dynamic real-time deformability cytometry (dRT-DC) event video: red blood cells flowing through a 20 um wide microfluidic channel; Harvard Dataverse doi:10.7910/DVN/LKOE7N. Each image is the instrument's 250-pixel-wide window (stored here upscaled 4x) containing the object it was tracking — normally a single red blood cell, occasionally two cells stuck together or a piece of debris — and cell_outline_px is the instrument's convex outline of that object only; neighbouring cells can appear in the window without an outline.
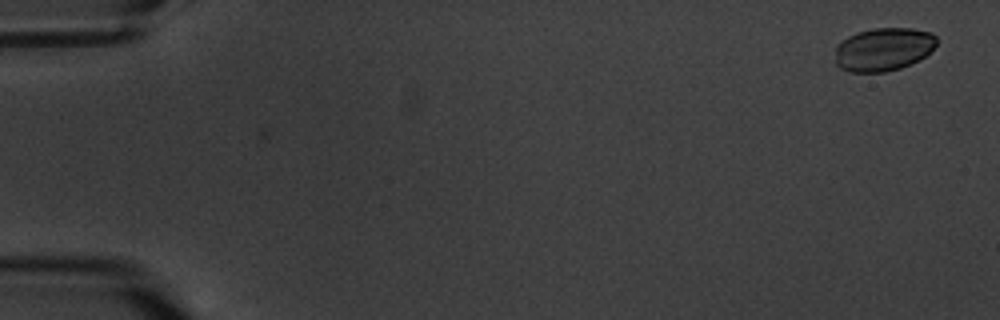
{"species": "common noctule bat (a hibernating species)", "species_latin": "Nyctalus noctula", "temperature_condition": "warm", "stored_images_in_passage": 5, "camera_frame_rate_fps": 3000, "um_per_image_px": 0.085, "animal": {"sex": "male", "body_mass_g": 20.1, "forearm_length_mm": 53.5}, "frame": {"image": 1, "passage_image": 1, "time_ms": 0.0, "image_size_px": [1000, 320], "cell_outline_px": [[936, 44], [920, 60], [900, 68], [884, 72], [848, 72], [840, 68], [836, 64], [836, 48], [848, 36], [856, 32], [872, 28], [912, 28], [932, 32], [936, 36]], "centroid_in_image_um": [75.09, 4.19], "position_along_channel_um": 9.9, "area_um2": 25.55}}